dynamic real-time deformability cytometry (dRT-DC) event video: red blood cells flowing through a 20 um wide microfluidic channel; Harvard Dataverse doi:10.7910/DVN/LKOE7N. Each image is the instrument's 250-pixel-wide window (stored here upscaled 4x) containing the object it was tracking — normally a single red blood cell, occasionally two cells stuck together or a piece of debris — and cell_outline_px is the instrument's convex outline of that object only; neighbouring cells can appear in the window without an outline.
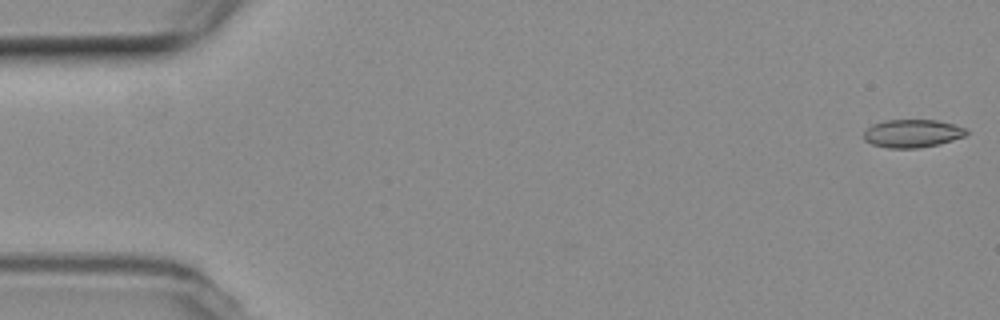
{"species": "common noctule bat (a hibernating species)", "species_latin": "Nyctalus noctula", "temperature_condition": "room temperature", "stored_images_in_passage": 57, "camera_frame_rate_fps": 3000, "um_per_image_px": 0.085, "animal": {"sex": "female", "body_mass_g": 19.3, "forearm_length_mm": 54.1}, "frame": {"image": 1, "passage_image": 1, "time_ms": 0.0, "image_size_px": [1000, 320], "cell_outline_px": [[968, 132], [964, 136], [952, 140], [936, 144], [916, 148], [888, 148], [872, 144], [864, 140], [864, 132], [872, 124], [884, 120], [936, 120], [968, 128]], "centroid_in_image_um": [77.53, 11.33], "position_along_channel_um": 7.5, "area_um2": 16.65}}
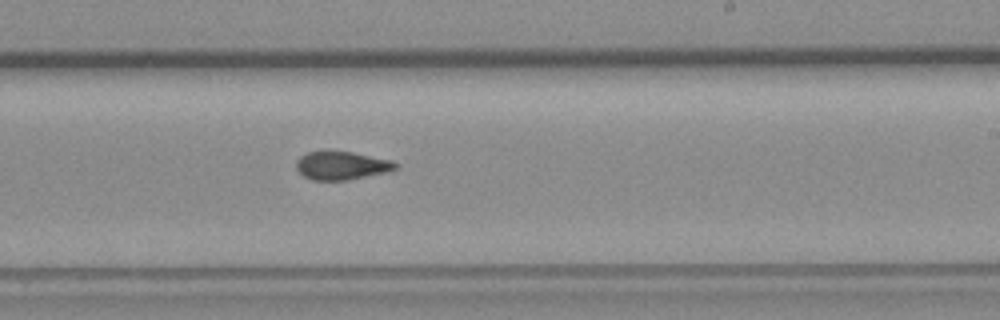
{"frame": {"image": 2, "passage_image": 34, "time_ms": 11.0, "image_size_px": [1000, 320], "cell_outline_px": [[396, 168], [388, 172], [348, 180], [312, 180], [304, 176], [296, 168], [296, 160], [300, 156], [308, 152], [352, 152], [392, 160], [396, 164]], "centroid_in_image_um": [29.03, 14.08], "position_along_channel_um": 260.0, "area_um2": 16.18}}
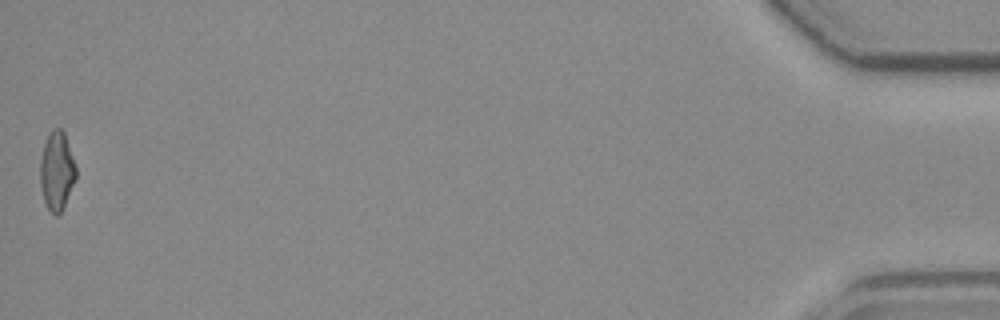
{"frame": {"image": 3, "passage_image": 57, "time_ms": 18.667, "image_size_px": [1000, 320], "cell_outline_px": [[76, 180], [60, 212], [56, 216], [48, 208], [44, 200], [40, 184], [40, 160], [44, 144], [52, 128], [60, 128], [64, 132], [76, 168]], "centroid_in_image_um": [4.82, 14.51], "position_along_channel_um": 430.4, "area_um2": 16.13}, "authors_computed_cell_mechanics": {"area_um2": 16.762, "velocity_mm_per_s": 3.5894, "shape_relaxation_time_tau1_ms": null, "shape_relaxation_time_tau2_ms": 2.2914, "deformation_change_tau1": null, "deformation_change_tau2": 0.0704}}